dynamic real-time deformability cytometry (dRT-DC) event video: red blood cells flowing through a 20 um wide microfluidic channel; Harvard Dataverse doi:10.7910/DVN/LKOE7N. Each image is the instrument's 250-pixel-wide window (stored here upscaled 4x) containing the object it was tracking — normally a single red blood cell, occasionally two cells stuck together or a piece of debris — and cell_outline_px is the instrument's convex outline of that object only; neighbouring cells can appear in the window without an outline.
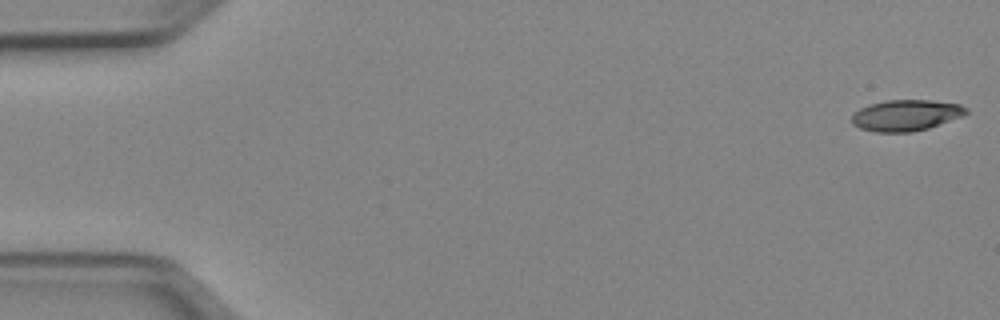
{"species": "Egyptian fruit bat (a non-hibernating species)", "species_latin": "Rousettus aegyptiacus", "temperature_condition": "cold", "stored_images_in_passage": 10, "camera_frame_rate_fps": 3000, "um_per_image_px": 0.085, "animal": {"sex": "female"}, "frame": {"image": 1, "passage_image": 1, "time_ms": 0.0, "image_size_px": [1000, 320], "cell_outline_px": [[968, 112], [964, 116], [928, 128], [912, 132], [876, 132], [860, 128], [852, 124], [852, 116], [860, 108], [872, 104], [888, 100], [928, 100], [960, 104], [968, 108]], "centroid_in_image_um": [77.04, 9.8], "position_along_channel_um": 8.0, "area_um2": 20.63}}